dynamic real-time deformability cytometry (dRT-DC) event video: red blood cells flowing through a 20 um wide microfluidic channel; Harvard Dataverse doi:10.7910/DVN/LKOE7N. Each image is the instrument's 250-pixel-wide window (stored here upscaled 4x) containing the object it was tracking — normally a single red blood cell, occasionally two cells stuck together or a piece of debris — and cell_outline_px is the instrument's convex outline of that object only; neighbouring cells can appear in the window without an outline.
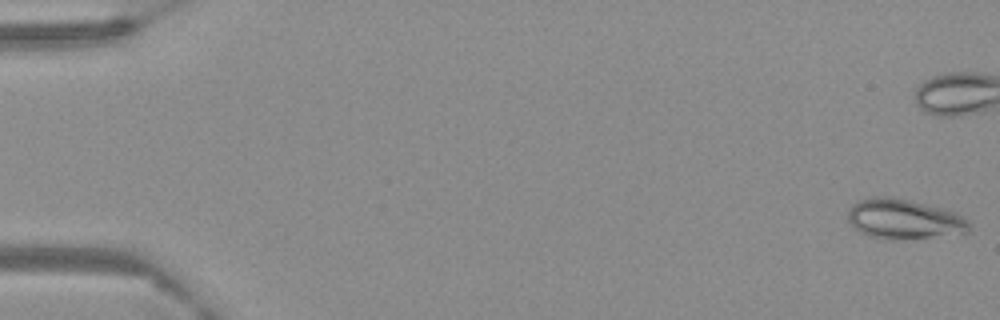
{"species": "Egyptian fruit bat (a non-hibernating species)", "species_latin": "Rousettus aegyptiacus", "temperature_condition": "warm", "stored_images_in_passage": 64, "camera_frame_rate_fps": 3000, "um_per_image_px": 0.085, "frame": {"image": 1, "passage_image": 1, "time_ms": 0.0, "image_size_px": [1000, 320], "cell_outline_px": [[972, 228], [968, 232], [896, 240], [888, 240], [868, 236], [860, 232], [848, 220], [848, 208], [852, 204], [860, 200], [872, 196], [884, 196], [904, 200], [940, 208], [956, 212], [968, 220]], "centroid_in_image_um": [76.81, 18.63], "position_along_channel_um": 8.2, "area_um2": 27.86}}
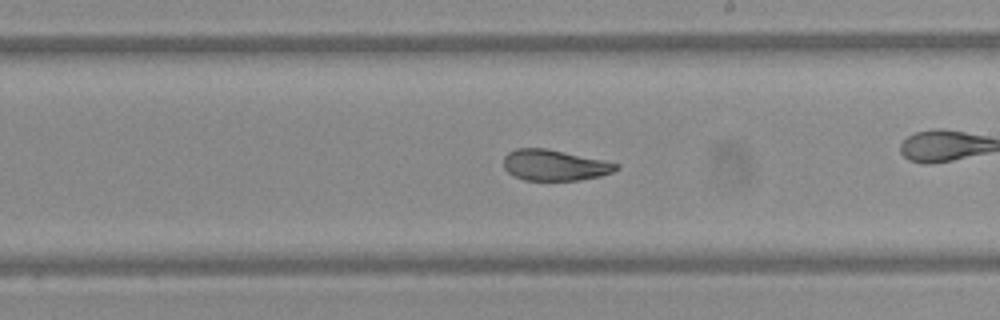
{"frame": {"image": 2, "passage_image": 37, "time_ms": 12.0, "image_size_px": [1000, 320], "cell_outline_px": [[620, 168], [612, 172], [600, 176], [580, 180], [524, 180], [512, 176], [504, 168], [504, 156], [508, 152], [516, 148], [544, 148], [564, 152], [620, 164]], "centroid_in_image_um": [47.11, 14.05], "position_along_channel_um": 241.9, "area_um2": 20.17}}
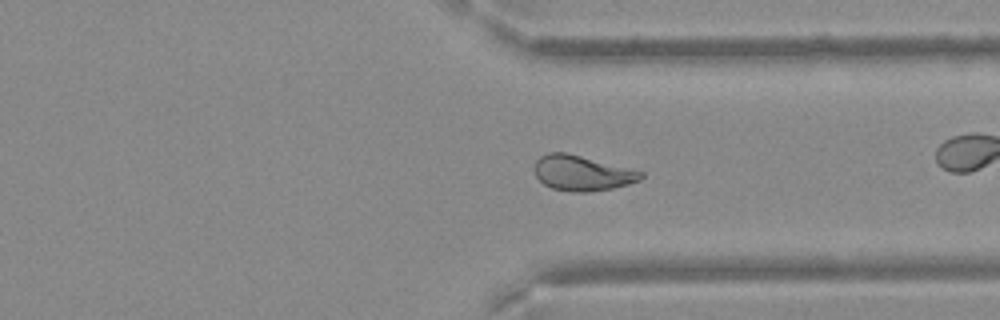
{"frame": {"image": 3, "passage_image": 48, "time_ms": 15.667, "image_size_px": [1000, 320], "cell_outline_px": [[644, 176], [640, 180], [628, 184], [612, 188], [588, 192], [572, 192], [552, 188], [544, 184], [536, 176], [536, 160], [540, 156], [548, 152], [564, 152], [644, 172]], "centroid_in_image_um": [49.48, 14.72], "position_along_channel_um": 361.9, "area_um2": 21.5}}